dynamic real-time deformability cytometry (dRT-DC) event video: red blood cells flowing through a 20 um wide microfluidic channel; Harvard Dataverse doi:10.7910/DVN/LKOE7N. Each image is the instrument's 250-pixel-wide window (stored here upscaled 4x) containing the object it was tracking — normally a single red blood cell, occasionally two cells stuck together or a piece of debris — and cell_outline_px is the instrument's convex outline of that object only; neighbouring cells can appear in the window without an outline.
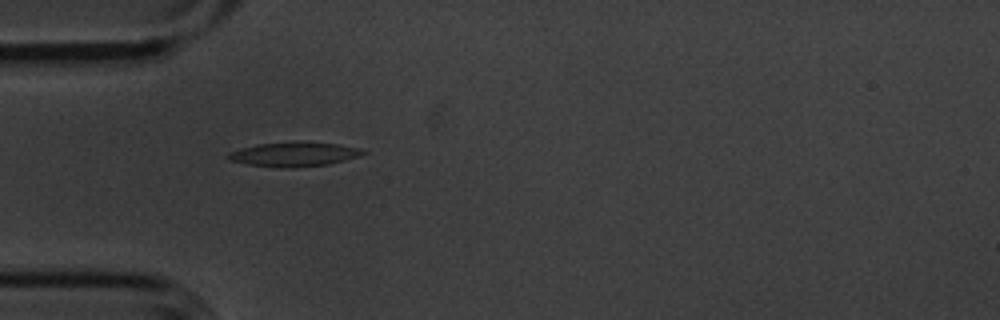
{"species": "common noctule bat (a hibernating species)", "species_latin": "Nyctalus noctula", "temperature_condition": "cold", "stored_images_in_passage": 42, "camera_frame_rate_fps": 3000, "um_per_image_px": 0.085, "animal": {"sex": "male", "body_mass_g": 20.1, "forearm_length_mm": 53.5}, "frame": {"image": 1, "passage_image": 3, "time_ms": 0.667, "image_size_px": [1000, 320], "cell_outline_px": [[368, 152], [360, 156], [328, 164], [292, 168], [280, 168], [248, 164], [228, 160], [224, 156], [228, 152], [240, 148], [256, 144], [300, 140], [340, 144], [360, 148]], "centroid_in_image_um": [24.97, 13.09], "position_along_channel_um": 60.0, "area_um2": 19.71}}
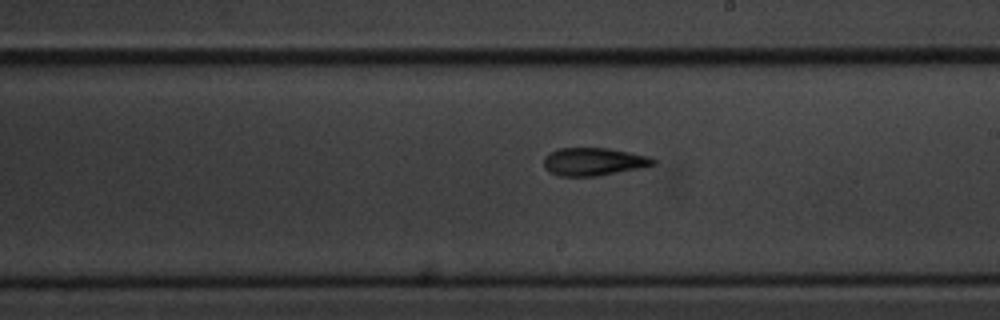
{"frame": {"image": 2, "passage_image": 18, "time_ms": 5.667, "image_size_px": [1000, 320], "cell_outline_px": [[656, 164], [644, 168], [596, 176], [560, 176], [548, 172], [544, 168], [544, 156], [560, 148], [608, 148], [652, 156], [656, 160]], "centroid_in_image_um": [50.51, 13.74], "position_along_channel_um": 238.5, "area_um2": 18.03}}
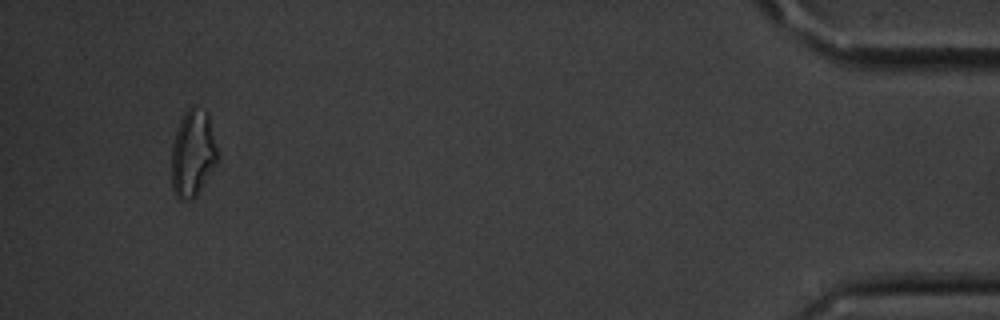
{"frame": {"image": 3, "passage_image": 39, "time_ms": 12.667, "image_size_px": [1000, 320], "cell_outline_px": [[220, 160], [196, 196], [192, 200], [180, 200], [176, 196], [172, 188], [172, 144], [180, 120], [184, 112], [192, 104], [208, 112]], "centroid_in_image_um": [16.41, 13.04], "position_along_channel_um": 418.8, "area_um2": 23.7}, "authors_computed_cell_mechanics": {"area_um2": 18.0625, "velocity_mm_per_s": 3.6121, "shape_relaxation_time_tau1_ms": 5.6692, "shape_relaxation_time_tau2_ms": 4.6663, "deformation_change_tau1": 0.2072, "deformation_change_tau2": 0.1583}}